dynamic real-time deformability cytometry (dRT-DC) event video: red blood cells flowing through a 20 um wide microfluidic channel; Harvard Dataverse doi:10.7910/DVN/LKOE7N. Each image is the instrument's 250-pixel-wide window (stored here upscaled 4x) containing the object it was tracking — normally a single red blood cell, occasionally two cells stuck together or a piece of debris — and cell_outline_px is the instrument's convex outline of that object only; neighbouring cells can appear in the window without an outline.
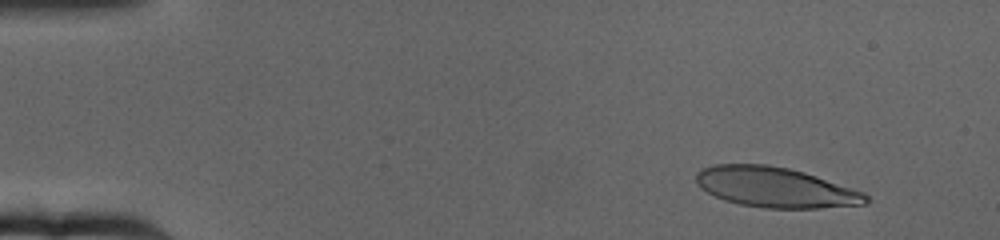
{"species": "human", "species_latin": "Homo sapiens", "temperature_condition": "cold", "stored_images_in_passage": 64, "camera_frame_rate_fps": 3000, "um_per_image_px": 0.085, "donor": {"sex": "female"}, "frame": {"image": 1, "passage_image": 6, "time_ms": 1.667, "image_size_px": [1000, 240], "cell_outline_px": [[868, 204], [820, 208], [764, 208], [740, 204], [724, 200], [700, 188], [696, 184], [696, 172], [700, 168], [712, 164], [768, 164], [788, 168], [804, 172], [864, 192], [868, 196]], "centroid_in_image_um": [65.88, 15.91], "position_along_channel_um": 19.1, "area_um2": 39.88}}
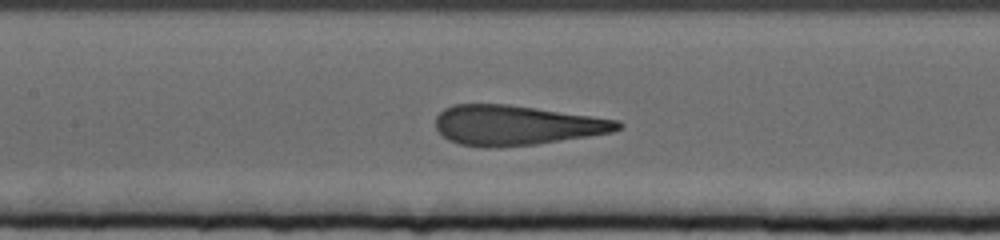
{"frame": {"image": 2, "passage_image": 30, "time_ms": 9.667, "image_size_px": [1000, 240], "cell_outline_px": [[624, 124], [620, 128], [612, 132], [588, 136], [536, 144], [492, 148], [484, 148], [460, 144], [448, 140], [436, 128], [436, 116], [444, 108], [452, 104], [508, 104], [620, 120]], "centroid_in_image_um": [43.86, 10.64], "position_along_channel_um": 163.5, "area_um2": 42.37}}
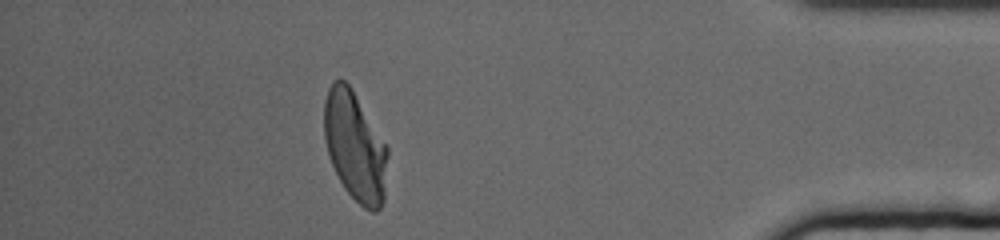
{"frame": {"image": 3, "passage_image": 57, "time_ms": 18.667, "image_size_px": [1000, 240], "cell_outline_px": [[388, 156], [384, 200], [380, 208], [376, 212], [372, 212], [364, 208], [344, 188], [332, 164], [324, 140], [324, 100], [328, 88], [332, 80], [344, 80], [352, 88], [388, 148]], "centroid_in_image_um": [30.17, 12.43], "position_along_channel_um": 405.0, "area_um2": 40.4}, "authors_computed_cell_mechanics": {"area_um2": 42.3096, "velocity_mm_per_s": 3.1461, "shape_relaxation_time_tau1_ms": 5.8855, "shape_relaxation_time_tau2_ms": null, "deformation_change_tau1": 0.2379, "deformation_change_tau2": null}}